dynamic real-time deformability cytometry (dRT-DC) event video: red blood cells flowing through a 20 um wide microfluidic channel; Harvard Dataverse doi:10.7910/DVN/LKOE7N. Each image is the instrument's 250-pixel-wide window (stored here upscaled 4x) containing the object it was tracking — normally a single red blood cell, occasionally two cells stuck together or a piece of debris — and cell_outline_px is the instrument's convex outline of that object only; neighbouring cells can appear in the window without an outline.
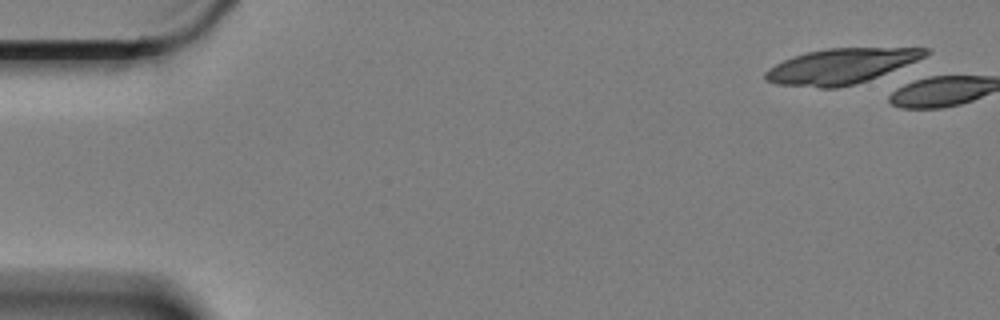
{"species": "Egyptian fruit bat (a non-hibernating species)", "species_latin": "Rousettus aegyptiacus", "temperature_condition": "cold", "stored_images_in_passage": 6, "camera_frame_rate_fps": 3000, "um_per_image_px": 0.085, "animal": {"sex": "female"}, "frame": {"image": 1, "passage_image": 1, "time_ms": 0.0, "image_size_px": [1000, 320], "cell_outline_px": [[932, 52], [916, 60], [868, 80], [856, 84], [836, 88], [820, 88], [776, 84], [764, 80], [764, 72], [768, 68], [792, 56], [808, 52], [828, 48], [932, 48]], "centroid_in_image_um": [71.43, 5.63], "position_along_channel_um": 13.6, "area_um2": 32.6}}
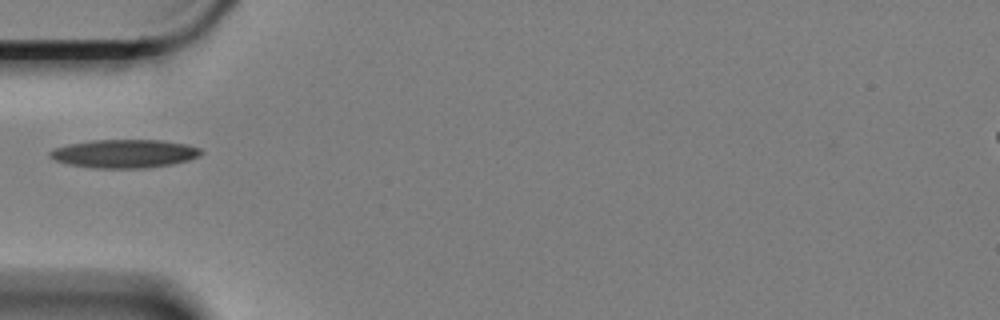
{"frame": {"image": 2, "passage_image": 6, "time_ms": 1.667, "image_size_px": [1000, 320], "cell_outline_px": [[204, 152], [200, 156], [188, 160], [172, 164], [144, 168], [96, 168], [68, 164], [56, 160], [48, 156], [48, 152], [52, 148], [68, 144], [92, 140], [160, 140], [188, 144], [200, 148]], "centroid_in_image_um": [10.57, 13.05], "position_along_channel_um": 74.4, "area_um2": 25.14}}